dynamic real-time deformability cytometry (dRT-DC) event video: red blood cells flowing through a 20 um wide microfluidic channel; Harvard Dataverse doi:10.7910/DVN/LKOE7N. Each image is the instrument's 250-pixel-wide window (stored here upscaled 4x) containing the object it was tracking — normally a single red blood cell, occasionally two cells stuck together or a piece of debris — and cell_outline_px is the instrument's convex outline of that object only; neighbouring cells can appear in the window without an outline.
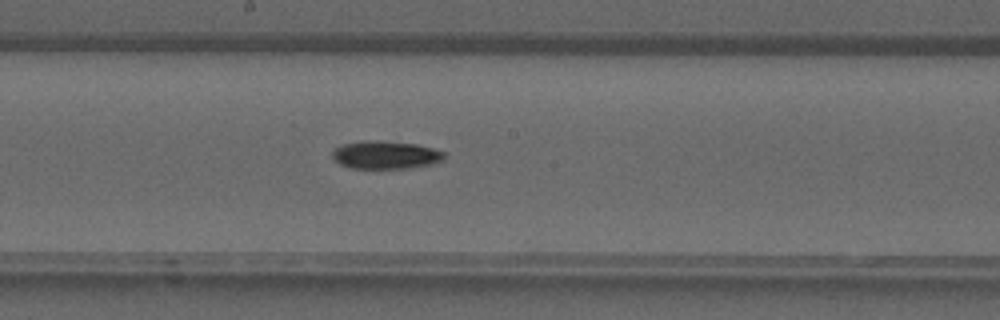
{"species": "common noctule bat (a hibernating species)", "species_latin": "Nyctalus noctula", "temperature_condition": "warm", "stored_images_in_passage": 35, "camera_frame_rate_fps": 3000, "um_per_image_px": 0.085, "animal": {"sex": "male", "forearm_length_mm": 52.5}, "frame": {"image": 1, "passage_image": 17, "time_ms": 5.333, "image_size_px": [1000, 320], "cell_outline_px": [[444, 160], [432, 164], [412, 168], [348, 168], [340, 164], [332, 156], [332, 152], [336, 148], [344, 144], [364, 140], [376, 140], [416, 144], [432, 148], [444, 152]], "centroid_in_image_um": [32.78, 13.17], "position_along_channel_um": 215.4, "area_um2": 18.21}}
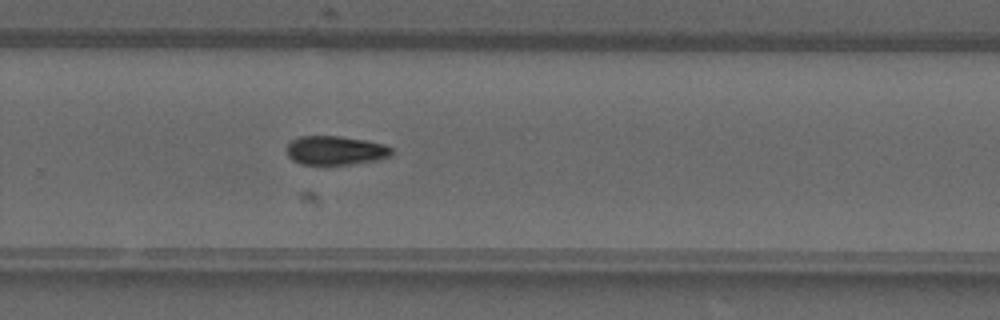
{"frame": {"image": 2, "passage_image": 22, "time_ms": 7.0, "image_size_px": [1000, 320], "cell_outline_px": [[392, 152], [388, 156], [376, 160], [348, 164], [300, 164], [292, 160], [288, 156], [284, 148], [292, 140], [300, 136], [340, 136], [368, 140], [384, 144], [392, 148]], "centroid_in_image_um": [28.47, 12.77], "position_along_channel_um": 301.3, "area_um2": 17.74}}
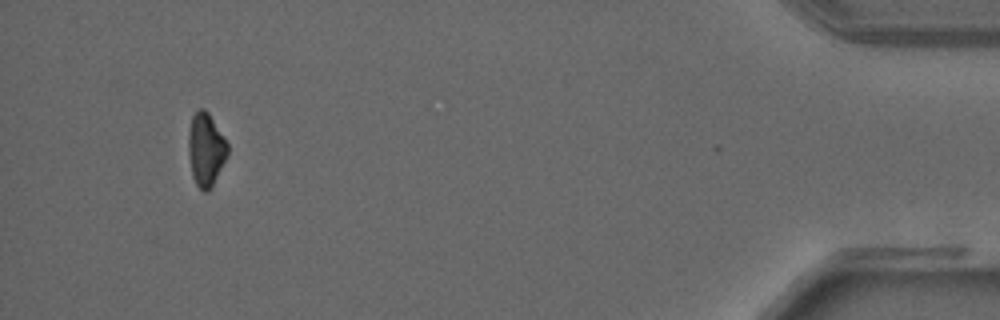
{"frame": {"image": 3, "passage_image": 33, "time_ms": 10.667, "image_size_px": [1000, 320], "cell_outline_px": [[228, 156], [208, 192], [204, 192], [196, 184], [192, 176], [188, 152], [188, 136], [192, 116], [200, 108], [204, 108], [208, 112], [228, 144]], "centroid_in_image_um": [17.49, 12.71], "position_along_channel_um": 417.7, "area_um2": 16.59}}